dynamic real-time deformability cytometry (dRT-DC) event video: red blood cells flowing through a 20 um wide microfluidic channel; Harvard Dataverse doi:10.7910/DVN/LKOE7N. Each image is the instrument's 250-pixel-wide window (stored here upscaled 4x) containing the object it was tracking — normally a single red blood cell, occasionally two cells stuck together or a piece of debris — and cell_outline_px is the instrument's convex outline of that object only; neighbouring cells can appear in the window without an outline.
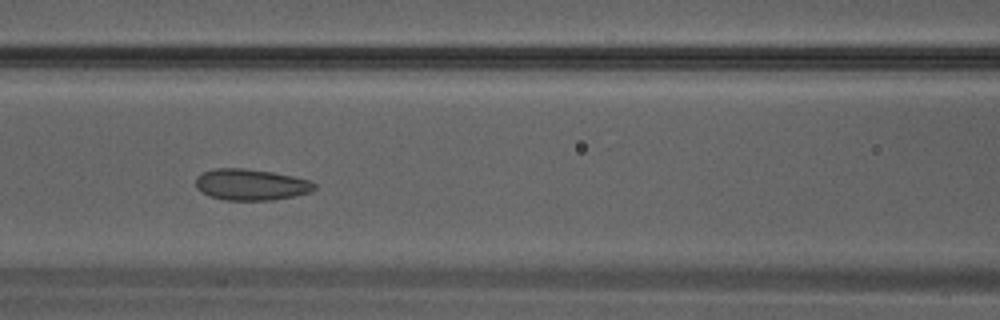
{"species": "Egyptian fruit bat (a non-hibernating species)", "species_latin": "Rousettus aegyptiacus", "temperature_condition": "warm", "stored_images_in_passage": 33, "camera_frame_rate_fps": 3000, "um_per_image_px": 0.085, "animal": {"sex": "male"}, "frame": {"image": 1, "passage_image": 14, "time_ms": 4.333, "image_size_px": [1000, 320], "cell_outline_px": [[316, 188], [312, 192], [272, 200], [224, 200], [200, 192], [196, 188], [196, 176], [204, 172], [216, 168], [244, 168], [272, 172], [312, 180], [316, 184]], "centroid_in_image_um": [21.35, 15.69], "position_along_channel_um": 145.3, "area_um2": 21.68}}
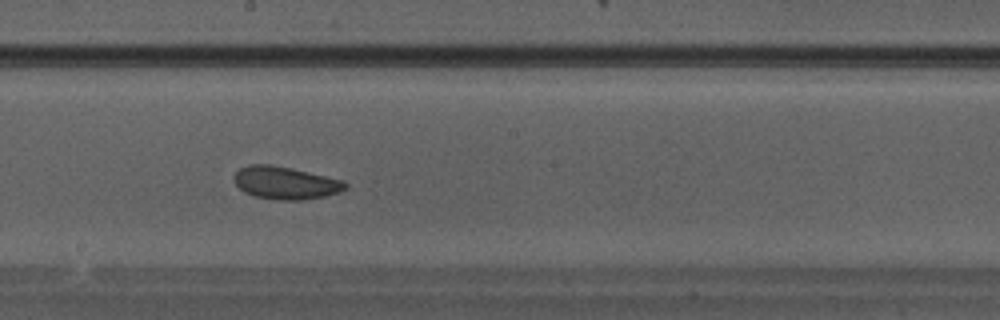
{"frame": {"image": 2, "passage_image": 18, "time_ms": 5.667, "image_size_px": [1000, 320], "cell_outline_px": [[348, 188], [340, 192], [324, 196], [300, 200], [280, 200], [256, 196], [244, 192], [232, 180], [232, 176], [240, 168], [248, 164], [272, 164], [292, 168], [344, 180], [348, 184]], "centroid_in_image_um": [24.26, 15.53], "position_along_channel_um": 223.9, "area_um2": 21.33}}
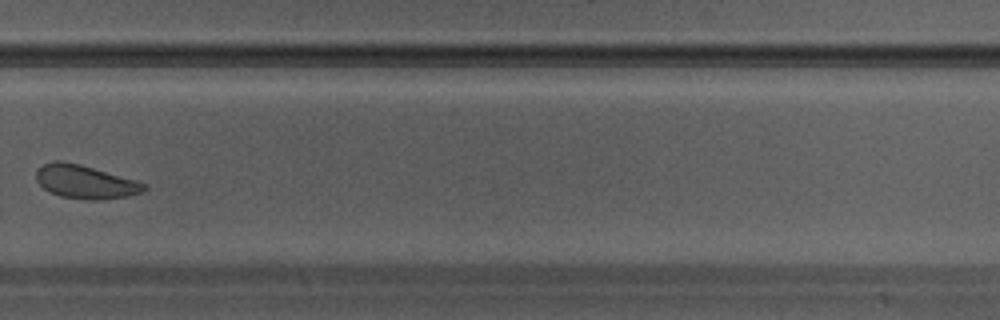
{"frame": {"image": 3, "passage_image": 23, "time_ms": 7.333, "image_size_px": [1000, 320], "cell_outline_px": [[148, 188], [140, 192], [128, 196], [60, 196], [44, 188], [36, 180], [36, 172], [44, 164], [56, 160], [60, 160], [80, 164], [136, 180], [148, 184]], "centroid_in_image_um": [7.24, 15.38], "position_along_channel_um": 322.6, "area_um2": 19.77}}